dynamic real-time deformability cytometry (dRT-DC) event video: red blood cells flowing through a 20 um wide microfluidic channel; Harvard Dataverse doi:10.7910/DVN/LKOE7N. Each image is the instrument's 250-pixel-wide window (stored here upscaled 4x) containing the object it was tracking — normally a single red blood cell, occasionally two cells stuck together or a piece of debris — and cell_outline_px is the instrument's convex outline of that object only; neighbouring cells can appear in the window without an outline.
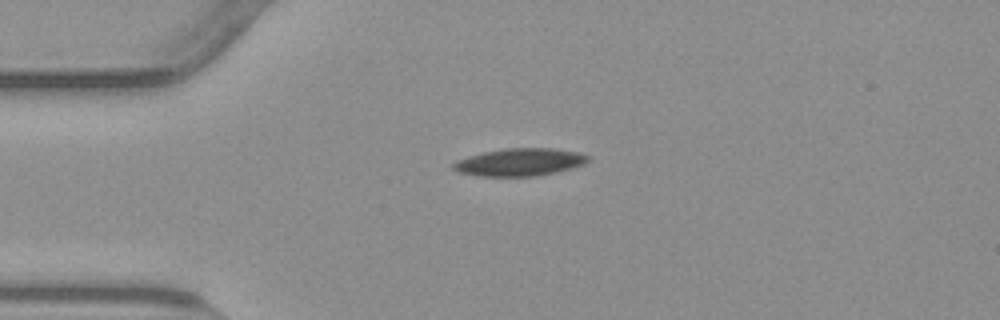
{"species": "common noctule bat (a hibernating species)", "species_latin": "Nyctalus noctula", "temperature_condition": "warm", "stored_images_in_passage": 37, "camera_frame_rate_fps": 3000, "um_per_image_px": 0.085, "animal": {"sex": "male", "body_mass_g": 23.1, "forearm_length_mm": 52.7}, "frame": {"image": 1, "passage_image": 1, "time_ms": 0.0, "image_size_px": [1000, 320], "cell_outline_px": [[588, 160], [584, 164], [556, 172], [536, 176], [480, 176], [460, 172], [452, 168], [452, 164], [456, 160], [484, 152], [504, 148], [552, 148], [576, 152], [588, 156]], "centroid_in_image_um": [44.15, 13.78], "position_along_channel_um": 40.8, "area_um2": 21.39}}
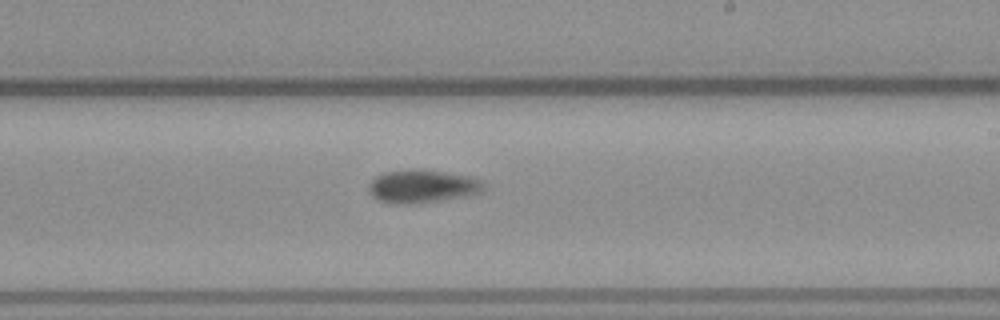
{"frame": {"image": 2, "passage_image": 20, "time_ms": 6.333, "image_size_px": [1000, 320], "cell_outline_px": [[484, 184], [480, 192], [464, 196], [408, 204], [392, 204], [380, 200], [372, 196], [368, 188], [368, 184], [376, 176], [384, 172], [424, 168], [468, 176], [480, 180]], "centroid_in_image_um": [35.84, 15.82], "position_along_channel_um": 253.2, "area_um2": 21.91}}
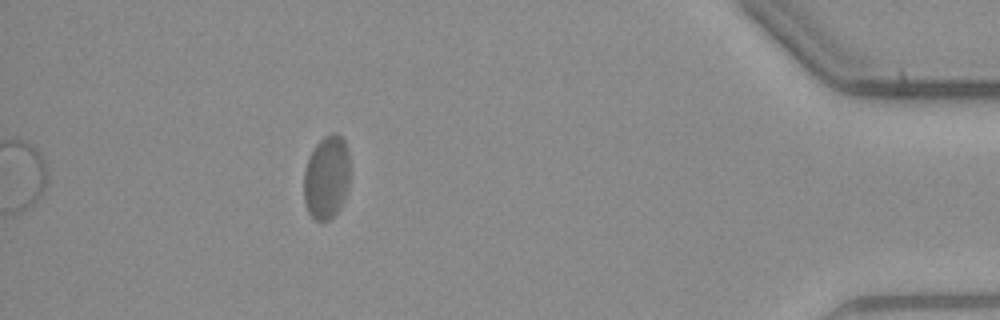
{"frame": {"image": 3, "passage_image": 37, "time_ms": 12.0, "image_size_px": [1000, 320], "cell_outline_px": [[348, 188], [340, 208], [328, 220], [316, 220], [308, 212], [304, 200], [304, 168], [308, 156], [316, 144], [324, 136], [332, 132], [336, 132], [344, 140], [348, 148]], "centroid_in_image_um": [27.74, 15.04], "position_along_channel_um": 407.5, "area_um2": 22.48}, "authors_computed_cell_mechanics": {"area_um2": 21.9062, "velocity_mm_per_s": 3.7459, "shape_relaxation_time_tau1_ms": 10.8983, "shape_relaxation_time_tau2_ms": 1.3999, "deformation_change_tau1": 0.2234, "deformation_change_tau2": 0.051}}